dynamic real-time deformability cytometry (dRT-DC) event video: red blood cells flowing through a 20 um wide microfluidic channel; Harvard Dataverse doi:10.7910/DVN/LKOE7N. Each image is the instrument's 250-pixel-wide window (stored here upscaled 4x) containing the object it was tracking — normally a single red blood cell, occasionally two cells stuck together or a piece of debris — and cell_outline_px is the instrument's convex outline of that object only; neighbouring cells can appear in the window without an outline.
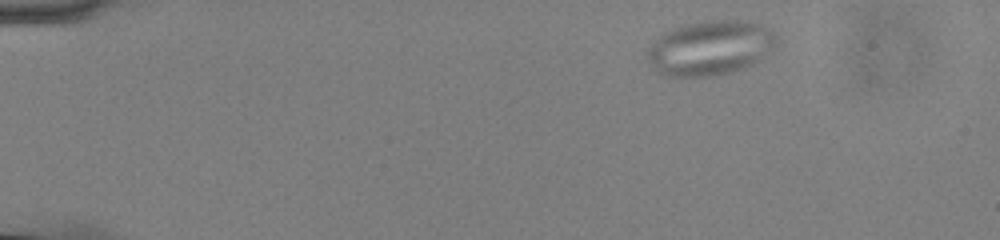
{"species": "common noctule bat (a hibernating species)", "species_latin": "Nyctalus noctula", "temperature_condition": "cold", "stored_images_in_passage": 50, "camera_frame_rate_fps": 3000, "um_per_image_px": 0.085, "animal": {"sex": "male", "body_mass_g": 13.0, "forearm_length_mm": 53.1}, "frame": {"image": 1, "passage_image": 3, "time_ms": 0.667, "image_size_px": [1000, 240], "cell_outline_px": [[776, 40], [772, 48], [760, 60], [744, 68], [716, 76], [668, 76], [660, 72], [648, 60], [648, 48], [664, 32], [672, 28], [684, 24], [704, 20], [744, 20], [760, 24], [776, 32]], "centroid_in_image_um": [60.39, 4.05], "position_along_channel_um": 24.6, "area_um2": 40.92}}
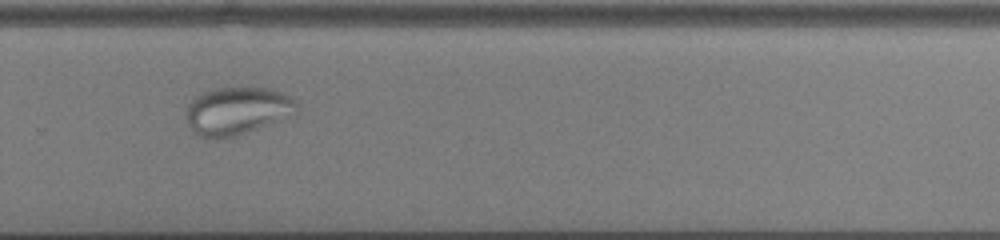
{"frame": {"image": 2, "passage_image": 34, "time_ms": 11.0, "image_size_px": [1000, 240], "cell_outline_px": [[300, 112], [296, 116], [236, 136], [200, 136], [192, 132], [184, 116], [184, 108], [196, 96], [204, 92], [216, 88], [268, 88], [280, 92], [296, 100], [300, 104]], "centroid_in_image_um": [20.22, 9.42], "position_along_channel_um": 309.6, "area_um2": 31.21}}
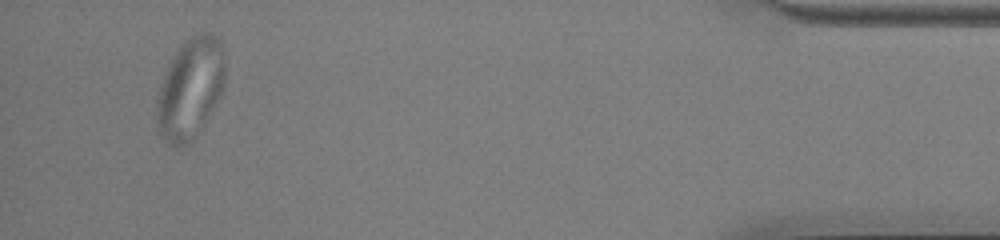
{"frame": {"image": 3, "passage_image": 48, "time_ms": 15.667, "image_size_px": [1000, 240], "cell_outline_px": [[224, 88], [204, 128], [196, 140], [180, 148], [176, 148], [168, 144], [156, 128], [156, 100], [160, 84], [168, 60], [180, 44], [192, 36], [200, 32], [212, 32], [220, 40], [224, 60]], "centroid_in_image_um": [16.15, 7.57], "position_along_channel_um": 419.0, "area_um2": 41.44}}